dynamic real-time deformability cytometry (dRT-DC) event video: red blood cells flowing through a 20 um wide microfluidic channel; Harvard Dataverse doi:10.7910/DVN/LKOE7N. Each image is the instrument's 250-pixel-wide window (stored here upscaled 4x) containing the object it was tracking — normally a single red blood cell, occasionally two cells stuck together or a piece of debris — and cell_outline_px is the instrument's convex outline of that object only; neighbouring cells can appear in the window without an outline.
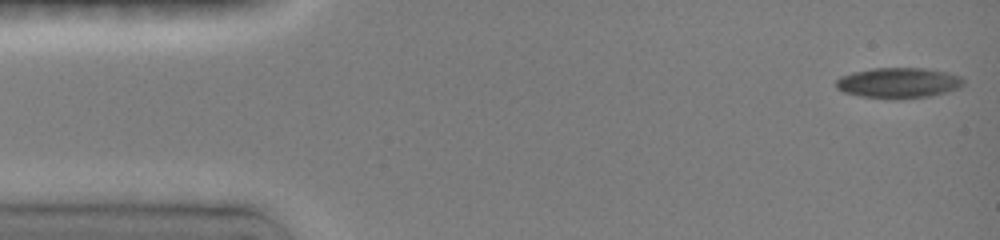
{"species": "common noctule bat (a hibernating species)", "species_latin": "Nyctalus noctula", "temperature_condition": "room temperature", "stored_images_in_passage": 7, "camera_frame_rate_fps": 3000, "um_per_image_px": 0.085, "animal": {"sex": "female", "body_mass_g": 19.0, "forearm_length_mm": 51.5}, "frame": {"image": 1, "passage_image": 1, "time_ms": 0.0, "image_size_px": [1000, 240], "cell_outline_px": [[964, 84], [960, 88], [932, 96], [900, 100], [892, 100], [860, 96], [844, 92], [836, 88], [836, 80], [840, 76], [852, 72], [872, 68], [924, 68], [948, 72], [960, 76], [964, 80]], "centroid_in_image_um": [76.38, 7.06], "position_along_channel_um": 8.6, "area_um2": 23.12}}
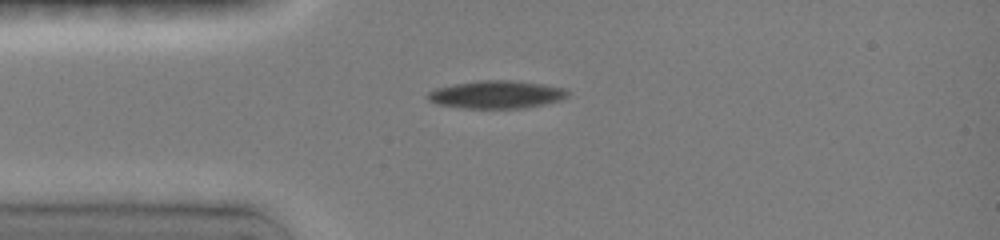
{"frame": {"image": 2, "passage_image": 5, "time_ms": 3.333, "image_size_px": [1000, 240], "cell_outline_px": [[568, 96], [560, 100], [528, 108], [460, 108], [436, 104], [428, 100], [424, 96], [428, 92], [436, 88], [456, 84], [484, 80], [508, 80], [540, 84], [564, 88], [568, 92]], "centroid_in_image_um": [42.16, 8.05], "position_along_channel_um": 42.8, "area_um2": 22.6}}